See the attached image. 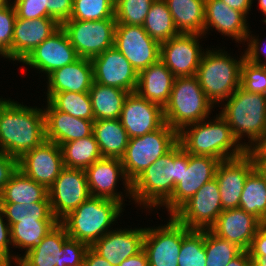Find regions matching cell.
Segmentation results:
<instances>
[{
	"mask_svg": "<svg viewBox=\"0 0 266 266\" xmlns=\"http://www.w3.org/2000/svg\"><path fill=\"white\" fill-rule=\"evenodd\" d=\"M212 107L196 76L175 77L163 117L165 123L179 132L189 124L208 118Z\"/></svg>",
	"mask_w": 266,
	"mask_h": 266,
	"instance_id": "52a82bcc",
	"label": "cell"
},
{
	"mask_svg": "<svg viewBox=\"0 0 266 266\" xmlns=\"http://www.w3.org/2000/svg\"><path fill=\"white\" fill-rule=\"evenodd\" d=\"M190 230L173 216L164 226L145 228L143 250L149 266H178L182 239Z\"/></svg>",
	"mask_w": 266,
	"mask_h": 266,
	"instance_id": "8fae6325",
	"label": "cell"
},
{
	"mask_svg": "<svg viewBox=\"0 0 266 266\" xmlns=\"http://www.w3.org/2000/svg\"><path fill=\"white\" fill-rule=\"evenodd\" d=\"M68 238L65 227L59 222L39 246L19 257L18 263L21 266H65L62 246Z\"/></svg>",
	"mask_w": 266,
	"mask_h": 266,
	"instance_id": "f1b7e54d",
	"label": "cell"
},
{
	"mask_svg": "<svg viewBox=\"0 0 266 266\" xmlns=\"http://www.w3.org/2000/svg\"><path fill=\"white\" fill-rule=\"evenodd\" d=\"M257 167L266 177V158H255Z\"/></svg>",
	"mask_w": 266,
	"mask_h": 266,
	"instance_id": "94428289",
	"label": "cell"
},
{
	"mask_svg": "<svg viewBox=\"0 0 266 266\" xmlns=\"http://www.w3.org/2000/svg\"><path fill=\"white\" fill-rule=\"evenodd\" d=\"M18 170V159L0 150V193Z\"/></svg>",
	"mask_w": 266,
	"mask_h": 266,
	"instance_id": "f907efd6",
	"label": "cell"
},
{
	"mask_svg": "<svg viewBox=\"0 0 266 266\" xmlns=\"http://www.w3.org/2000/svg\"><path fill=\"white\" fill-rule=\"evenodd\" d=\"M90 196L83 169L64 167L48 188L51 211L59 222Z\"/></svg>",
	"mask_w": 266,
	"mask_h": 266,
	"instance_id": "7c38bea8",
	"label": "cell"
},
{
	"mask_svg": "<svg viewBox=\"0 0 266 266\" xmlns=\"http://www.w3.org/2000/svg\"><path fill=\"white\" fill-rule=\"evenodd\" d=\"M83 266H113V265L105 258L99 256L89 247L84 256Z\"/></svg>",
	"mask_w": 266,
	"mask_h": 266,
	"instance_id": "db71d44e",
	"label": "cell"
},
{
	"mask_svg": "<svg viewBox=\"0 0 266 266\" xmlns=\"http://www.w3.org/2000/svg\"><path fill=\"white\" fill-rule=\"evenodd\" d=\"M46 140L45 113L12 100L0 101V150L19 159Z\"/></svg>",
	"mask_w": 266,
	"mask_h": 266,
	"instance_id": "6da1fadb",
	"label": "cell"
},
{
	"mask_svg": "<svg viewBox=\"0 0 266 266\" xmlns=\"http://www.w3.org/2000/svg\"><path fill=\"white\" fill-rule=\"evenodd\" d=\"M226 101L219 114L239 143L243 135L250 138L246 150L251 151L266 132V95L249 92L240 86Z\"/></svg>",
	"mask_w": 266,
	"mask_h": 266,
	"instance_id": "277c9868",
	"label": "cell"
},
{
	"mask_svg": "<svg viewBox=\"0 0 266 266\" xmlns=\"http://www.w3.org/2000/svg\"><path fill=\"white\" fill-rule=\"evenodd\" d=\"M226 3L230 8L238 10L242 12L245 16H247L248 11L251 9L253 0H221Z\"/></svg>",
	"mask_w": 266,
	"mask_h": 266,
	"instance_id": "9f6ffc18",
	"label": "cell"
},
{
	"mask_svg": "<svg viewBox=\"0 0 266 266\" xmlns=\"http://www.w3.org/2000/svg\"><path fill=\"white\" fill-rule=\"evenodd\" d=\"M240 86L249 92L266 95V65H255L244 59Z\"/></svg>",
	"mask_w": 266,
	"mask_h": 266,
	"instance_id": "ee69618b",
	"label": "cell"
},
{
	"mask_svg": "<svg viewBox=\"0 0 266 266\" xmlns=\"http://www.w3.org/2000/svg\"><path fill=\"white\" fill-rule=\"evenodd\" d=\"M183 166H188V153L177 143L131 183L132 200L146 209L162 206L181 181Z\"/></svg>",
	"mask_w": 266,
	"mask_h": 266,
	"instance_id": "7a4b0ae2",
	"label": "cell"
},
{
	"mask_svg": "<svg viewBox=\"0 0 266 266\" xmlns=\"http://www.w3.org/2000/svg\"><path fill=\"white\" fill-rule=\"evenodd\" d=\"M115 0H73L69 20L98 21L115 19Z\"/></svg>",
	"mask_w": 266,
	"mask_h": 266,
	"instance_id": "b9f144b4",
	"label": "cell"
},
{
	"mask_svg": "<svg viewBox=\"0 0 266 266\" xmlns=\"http://www.w3.org/2000/svg\"><path fill=\"white\" fill-rule=\"evenodd\" d=\"M1 206L10 227L18 222L58 221L52 214L48 196L43 201L32 204L1 203Z\"/></svg>",
	"mask_w": 266,
	"mask_h": 266,
	"instance_id": "74e56055",
	"label": "cell"
},
{
	"mask_svg": "<svg viewBox=\"0 0 266 266\" xmlns=\"http://www.w3.org/2000/svg\"><path fill=\"white\" fill-rule=\"evenodd\" d=\"M63 168L61 147L48 140L18 159V169L47 189L55 182Z\"/></svg>",
	"mask_w": 266,
	"mask_h": 266,
	"instance_id": "2e32d148",
	"label": "cell"
},
{
	"mask_svg": "<svg viewBox=\"0 0 266 266\" xmlns=\"http://www.w3.org/2000/svg\"><path fill=\"white\" fill-rule=\"evenodd\" d=\"M12 4L17 18L28 20L49 18V13L44 7V0H15Z\"/></svg>",
	"mask_w": 266,
	"mask_h": 266,
	"instance_id": "bcb514c9",
	"label": "cell"
},
{
	"mask_svg": "<svg viewBox=\"0 0 266 266\" xmlns=\"http://www.w3.org/2000/svg\"><path fill=\"white\" fill-rule=\"evenodd\" d=\"M142 26L160 44L179 34L164 0H155L152 3Z\"/></svg>",
	"mask_w": 266,
	"mask_h": 266,
	"instance_id": "d590c367",
	"label": "cell"
},
{
	"mask_svg": "<svg viewBox=\"0 0 266 266\" xmlns=\"http://www.w3.org/2000/svg\"><path fill=\"white\" fill-rule=\"evenodd\" d=\"M60 147L64 167L86 170L103 158L94 134L64 143Z\"/></svg>",
	"mask_w": 266,
	"mask_h": 266,
	"instance_id": "e575fe53",
	"label": "cell"
},
{
	"mask_svg": "<svg viewBox=\"0 0 266 266\" xmlns=\"http://www.w3.org/2000/svg\"><path fill=\"white\" fill-rule=\"evenodd\" d=\"M199 37L202 38V35L179 33L161 43L160 60L175 77L196 76L204 54L199 46Z\"/></svg>",
	"mask_w": 266,
	"mask_h": 266,
	"instance_id": "9a60e30c",
	"label": "cell"
},
{
	"mask_svg": "<svg viewBox=\"0 0 266 266\" xmlns=\"http://www.w3.org/2000/svg\"><path fill=\"white\" fill-rule=\"evenodd\" d=\"M258 4L260 10L266 16V0H258ZM264 22L266 23V18L264 19Z\"/></svg>",
	"mask_w": 266,
	"mask_h": 266,
	"instance_id": "6125c7cd",
	"label": "cell"
},
{
	"mask_svg": "<svg viewBox=\"0 0 266 266\" xmlns=\"http://www.w3.org/2000/svg\"><path fill=\"white\" fill-rule=\"evenodd\" d=\"M85 172L91 196L112 199L123 205L120 192H115L117 182L123 178L125 189L132 197L131 183L126 177L121 159L103 157L90 165Z\"/></svg>",
	"mask_w": 266,
	"mask_h": 266,
	"instance_id": "44dd1931",
	"label": "cell"
},
{
	"mask_svg": "<svg viewBox=\"0 0 266 266\" xmlns=\"http://www.w3.org/2000/svg\"><path fill=\"white\" fill-rule=\"evenodd\" d=\"M155 0H115L114 17L117 24L143 25Z\"/></svg>",
	"mask_w": 266,
	"mask_h": 266,
	"instance_id": "7bdbcfd3",
	"label": "cell"
},
{
	"mask_svg": "<svg viewBox=\"0 0 266 266\" xmlns=\"http://www.w3.org/2000/svg\"><path fill=\"white\" fill-rule=\"evenodd\" d=\"M226 266H253L248 251L243 250L239 255L233 258Z\"/></svg>",
	"mask_w": 266,
	"mask_h": 266,
	"instance_id": "6f0895ef",
	"label": "cell"
},
{
	"mask_svg": "<svg viewBox=\"0 0 266 266\" xmlns=\"http://www.w3.org/2000/svg\"><path fill=\"white\" fill-rule=\"evenodd\" d=\"M239 208L266 224V177L258 167L246 178Z\"/></svg>",
	"mask_w": 266,
	"mask_h": 266,
	"instance_id": "836d02e7",
	"label": "cell"
},
{
	"mask_svg": "<svg viewBox=\"0 0 266 266\" xmlns=\"http://www.w3.org/2000/svg\"><path fill=\"white\" fill-rule=\"evenodd\" d=\"M115 19L67 20L61 24L71 45L81 58L92 59L114 46Z\"/></svg>",
	"mask_w": 266,
	"mask_h": 266,
	"instance_id": "9c48e42d",
	"label": "cell"
},
{
	"mask_svg": "<svg viewBox=\"0 0 266 266\" xmlns=\"http://www.w3.org/2000/svg\"><path fill=\"white\" fill-rule=\"evenodd\" d=\"M119 119L129 138L141 137L165 123L163 109L136 92L129 93L126 97Z\"/></svg>",
	"mask_w": 266,
	"mask_h": 266,
	"instance_id": "ffe728a7",
	"label": "cell"
},
{
	"mask_svg": "<svg viewBox=\"0 0 266 266\" xmlns=\"http://www.w3.org/2000/svg\"><path fill=\"white\" fill-rule=\"evenodd\" d=\"M247 251L249 256H266V224L256 232Z\"/></svg>",
	"mask_w": 266,
	"mask_h": 266,
	"instance_id": "f5cc1de1",
	"label": "cell"
},
{
	"mask_svg": "<svg viewBox=\"0 0 266 266\" xmlns=\"http://www.w3.org/2000/svg\"><path fill=\"white\" fill-rule=\"evenodd\" d=\"M119 266H149L147 254L142 249L138 254L125 259Z\"/></svg>",
	"mask_w": 266,
	"mask_h": 266,
	"instance_id": "11a10c76",
	"label": "cell"
},
{
	"mask_svg": "<svg viewBox=\"0 0 266 266\" xmlns=\"http://www.w3.org/2000/svg\"><path fill=\"white\" fill-rule=\"evenodd\" d=\"M48 196V189L24 175L19 169L0 193V203L32 204Z\"/></svg>",
	"mask_w": 266,
	"mask_h": 266,
	"instance_id": "1f68e13d",
	"label": "cell"
},
{
	"mask_svg": "<svg viewBox=\"0 0 266 266\" xmlns=\"http://www.w3.org/2000/svg\"><path fill=\"white\" fill-rule=\"evenodd\" d=\"M93 134L104 158H122L129 142V136L120 119L95 120Z\"/></svg>",
	"mask_w": 266,
	"mask_h": 266,
	"instance_id": "4dcf8cb0",
	"label": "cell"
},
{
	"mask_svg": "<svg viewBox=\"0 0 266 266\" xmlns=\"http://www.w3.org/2000/svg\"><path fill=\"white\" fill-rule=\"evenodd\" d=\"M262 225L263 223L254 215L234 208L223 210L209 230L247 251Z\"/></svg>",
	"mask_w": 266,
	"mask_h": 266,
	"instance_id": "7402d4cb",
	"label": "cell"
},
{
	"mask_svg": "<svg viewBox=\"0 0 266 266\" xmlns=\"http://www.w3.org/2000/svg\"><path fill=\"white\" fill-rule=\"evenodd\" d=\"M114 47L137 73L160 60L161 44L152 39L141 25L117 24Z\"/></svg>",
	"mask_w": 266,
	"mask_h": 266,
	"instance_id": "4fadbf2b",
	"label": "cell"
},
{
	"mask_svg": "<svg viewBox=\"0 0 266 266\" xmlns=\"http://www.w3.org/2000/svg\"><path fill=\"white\" fill-rule=\"evenodd\" d=\"M177 143L178 132L167 123L141 137L129 138L121 158L129 182L132 183L147 167L164 156Z\"/></svg>",
	"mask_w": 266,
	"mask_h": 266,
	"instance_id": "ba28073f",
	"label": "cell"
},
{
	"mask_svg": "<svg viewBox=\"0 0 266 266\" xmlns=\"http://www.w3.org/2000/svg\"><path fill=\"white\" fill-rule=\"evenodd\" d=\"M178 143L191 155L210 156L220 161L238 158L247 152L246 144L236 140L220 114L213 122L202 120L182 128L178 132Z\"/></svg>",
	"mask_w": 266,
	"mask_h": 266,
	"instance_id": "3957f363",
	"label": "cell"
},
{
	"mask_svg": "<svg viewBox=\"0 0 266 266\" xmlns=\"http://www.w3.org/2000/svg\"><path fill=\"white\" fill-rule=\"evenodd\" d=\"M122 204L107 198L90 196L60 223L67 235L87 244L89 247L102 238L122 213Z\"/></svg>",
	"mask_w": 266,
	"mask_h": 266,
	"instance_id": "5b68a950",
	"label": "cell"
},
{
	"mask_svg": "<svg viewBox=\"0 0 266 266\" xmlns=\"http://www.w3.org/2000/svg\"><path fill=\"white\" fill-rule=\"evenodd\" d=\"M255 158H266V132L261 140L249 151Z\"/></svg>",
	"mask_w": 266,
	"mask_h": 266,
	"instance_id": "680465c9",
	"label": "cell"
},
{
	"mask_svg": "<svg viewBox=\"0 0 266 266\" xmlns=\"http://www.w3.org/2000/svg\"><path fill=\"white\" fill-rule=\"evenodd\" d=\"M79 58L65 31L60 27L37 46L23 61L26 65L46 73L73 63Z\"/></svg>",
	"mask_w": 266,
	"mask_h": 266,
	"instance_id": "d6986e66",
	"label": "cell"
},
{
	"mask_svg": "<svg viewBox=\"0 0 266 266\" xmlns=\"http://www.w3.org/2000/svg\"><path fill=\"white\" fill-rule=\"evenodd\" d=\"M93 81L104 86L136 91L138 73L114 46L91 59Z\"/></svg>",
	"mask_w": 266,
	"mask_h": 266,
	"instance_id": "e0dca14e",
	"label": "cell"
},
{
	"mask_svg": "<svg viewBox=\"0 0 266 266\" xmlns=\"http://www.w3.org/2000/svg\"><path fill=\"white\" fill-rule=\"evenodd\" d=\"M45 113L46 140L61 146L64 143L93 134L95 120L76 118L56 110L48 101Z\"/></svg>",
	"mask_w": 266,
	"mask_h": 266,
	"instance_id": "d4e9b609",
	"label": "cell"
},
{
	"mask_svg": "<svg viewBox=\"0 0 266 266\" xmlns=\"http://www.w3.org/2000/svg\"><path fill=\"white\" fill-rule=\"evenodd\" d=\"M221 161L210 156H195L188 153V166H183L181 181L174 187L172 196L162 205L172 216L185 202L208 181L215 178Z\"/></svg>",
	"mask_w": 266,
	"mask_h": 266,
	"instance_id": "5bb4252c",
	"label": "cell"
},
{
	"mask_svg": "<svg viewBox=\"0 0 266 266\" xmlns=\"http://www.w3.org/2000/svg\"><path fill=\"white\" fill-rule=\"evenodd\" d=\"M179 33L204 36L205 0H164Z\"/></svg>",
	"mask_w": 266,
	"mask_h": 266,
	"instance_id": "f546056e",
	"label": "cell"
},
{
	"mask_svg": "<svg viewBox=\"0 0 266 266\" xmlns=\"http://www.w3.org/2000/svg\"><path fill=\"white\" fill-rule=\"evenodd\" d=\"M204 246L206 251L205 266H226L243 249L205 229Z\"/></svg>",
	"mask_w": 266,
	"mask_h": 266,
	"instance_id": "ab89813d",
	"label": "cell"
},
{
	"mask_svg": "<svg viewBox=\"0 0 266 266\" xmlns=\"http://www.w3.org/2000/svg\"><path fill=\"white\" fill-rule=\"evenodd\" d=\"M174 80L175 76L159 60L138 73V84L135 92L163 109L169 101Z\"/></svg>",
	"mask_w": 266,
	"mask_h": 266,
	"instance_id": "83f0119b",
	"label": "cell"
},
{
	"mask_svg": "<svg viewBox=\"0 0 266 266\" xmlns=\"http://www.w3.org/2000/svg\"><path fill=\"white\" fill-rule=\"evenodd\" d=\"M129 93L123 89L104 86L93 81L89 94L94 120L119 119Z\"/></svg>",
	"mask_w": 266,
	"mask_h": 266,
	"instance_id": "d6a6232c",
	"label": "cell"
},
{
	"mask_svg": "<svg viewBox=\"0 0 266 266\" xmlns=\"http://www.w3.org/2000/svg\"><path fill=\"white\" fill-rule=\"evenodd\" d=\"M61 25L53 18L15 19L12 60L22 62L37 46L55 33Z\"/></svg>",
	"mask_w": 266,
	"mask_h": 266,
	"instance_id": "cb8c5ba5",
	"label": "cell"
},
{
	"mask_svg": "<svg viewBox=\"0 0 266 266\" xmlns=\"http://www.w3.org/2000/svg\"><path fill=\"white\" fill-rule=\"evenodd\" d=\"M47 101L58 111L76 118L94 120L89 92L54 93Z\"/></svg>",
	"mask_w": 266,
	"mask_h": 266,
	"instance_id": "f35d334b",
	"label": "cell"
},
{
	"mask_svg": "<svg viewBox=\"0 0 266 266\" xmlns=\"http://www.w3.org/2000/svg\"><path fill=\"white\" fill-rule=\"evenodd\" d=\"M44 7L49 13V18L55 19L61 25L70 19L73 0H44Z\"/></svg>",
	"mask_w": 266,
	"mask_h": 266,
	"instance_id": "c3c4849f",
	"label": "cell"
},
{
	"mask_svg": "<svg viewBox=\"0 0 266 266\" xmlns=\"http://www.w3.org/2000/svg\"><path fill=\"white\" fill-rule=\"evenodd\" d=\"M16 11L12 3L0 8V55L12 60V39Z\"/></svg>",
	"mask_w": 266,
	"mask_h": 266,
	"instance_id": "f6af8a7d",
	"label": "cell"
},
{
	"mask_svg": "<svg viewBox=\"0 0 266 266\" xmlns=\"http://www.w3.org/2000/svg\"><path fill=\"white\" fill-rule=\"evenodd\" d=\"M246 16L230 8L221 0H205V25L204 34L208 28H216L224 36L233 37L235 41H246L249 34Z\"/></svg>",
	"mask_w": 266,
	"mask_h": 266,
	"instance_id": "4316f807",
	"label": "cell"
},
{
	"mask_svg": "<svg viewBox=\"0 0 266 266\" xmlns=\"http://www.w3.org/2000/svg\"><path fill=\"white\" fill-rule=\"evenodd\" d=\"M5 217L3 208L0 203V258L2 260L11 261V259H14L15 263L19 261L20 255L16 256H10V247L9 245L12 244L11 241V229L10 225L3 220ZM11 243V244H10Z\"/></svg>",
	"mask_w": 266,
	"mask_h": 266,
	"instance_id": "681fc988",
	"label": "cell"
},
{
	"mask_svg": "<svg viewBox=\"0 0 266 266\" xmlns=\"http://www.w3.org/2000/svg\"><path fill=\"white\" fill-rule=\"evenodd\" d=\"M253 266H266V256H250Z\"/></svg>",
	"mask_w": 266,
	"mask_h": 266,
	"instance_id": "91938a15",
	"label": "cell"
},
{
	"mask_svg": "<svg viewBox=\"0 0 266 266\" xmlns=\"http://www.w3.org/2000/svg\"><path fill=\"white\" fill-rule=\"evenodd\" d=\"M221 49L204 52L196 77L212 104L223 102L240 87L241 65L245 54L237 59Z\"/></svg>",
	"mask_w": 266,
	"mask_h": 266,
	"instance_id": "8992f818",
	"label": "cell"
},
{
	"mask_svg": "<svg viewBox=\"0 0 266 266\" xmlns=\"http://www.w3.org/2000/svg\"><path fill=\"white\" fill-rule=\"evenodd\" d=\"M144 236L145 228L111 230L90 248L113 266H119L125 259L143 249Z\"/></svg>",
	"mask_w": 266,
	"mask_h": 266,
	"instance_id": "603a6c76",
	"label": "cell"
},
{
	"mask_svg": "<svg viewBox=\"0 0 266 266\" xmlns=\"http://www.w3.org/2000/svg\"><path fill=\"white\" fill-rule=\"evenodd\" d=\"M251 36L252 35H250V33H249L247 35V38H246L247 42L248 41H250V42L247 43L248 44V48H247V50L244 53L245 54V60H247L248 62H250L252 64H255V65H266V62H263L260 59V53H259L260 50H262L261 53H264V55L266 56V48H265V50H263L262 48L260 49L259 40L257 38H255L254 36H252V37ZM261 62H263V63H261Z\"/></svg>",
	"mask_w": 266,
	"mask_h": 266,
	"instance_id": "816d5d0a",
	"label": "cell"
},
{
	"mask_svg": "<svg viewBox=\"0 0 266 266\" xmlns=\"http://www.w3.org/2000/svg\"><path fill=\"white\" fill-rule=\"evenodd\" d=\"M205 230L191 229L182 239L178 266H205Z\"/></svg>",
	"mask_w": 266,
	"mask_h": 266,
	"instance_id": "60d3db41",
	"label": "cell"
},
{
	"mask_svg": "<svg viewBox=\"0 0 266 266\" xmlns=\"http://www.w3.org/2000/svg\"><path fill=\"white\" fill-rule=\"evenodd\" d=\"M11 262L7 260H1L0 261V266H11Z\"/></svg>",
	"mask_w": 266,
	"mask_h": 266,
	"instance_id": "be15d7a7",
	"label": "cell"
},
{
	"mask_svg": "<svg viewBox=\"0 0 266 266\" xmlns=\"http://www.w3.org/2000/svg\"><path fill=\"white\" fill-rule=\"evenodd\" d=\"M88 248L87 244L69 237L62 246L65 266H83Z\"/></svg>",
	"mask_w": 266,
	"mask_h": 266,
	"instance_id": "7dc6e473",
	"label": "cell"
},
{
	"mask_svg": "<svg viewBox=\"0 0 266 266\" xmlns=\"http://www.w3.org/2000/svg\"><path fill=\"white\" fill-rule=\"evenodd\" d=\"M7 2H9L8 0H0V8L6 4Z\"/></svg>",
	"mask_w": 266,
	"mask_h": 266,
	"instance_id": "e7e4bbea",
	"label": "cell"
},
{
	"mask_svg": "<svg viewBox=\"0 0 266 266\" xmlns=\"http://www.w3.org/2000/svg\"><path fill=\"white\" fill-rule=\"evenodd\" d=\"M59 221H28L14 223L11 229L12 245L26 250L25 254L39 246L46 234Z\"/></svg>",
	"mask_w": 266,
	"mask_h": 266,
	"instance_id": "8d00e7d4",
	"label": "cell"
},
{
	"mask_svg": "<svg viewBox=\"0 0 266 266\" xmlns=\"http://www.w3.org/2000/svg\"><path fill=\"white\" fill-rule=\"evenodd\" d=\"M256 167L255 157L249 151L241 157L221 161L218 164L215 178L223 210L239 208L246 178Z\"/></svg>",
	"mask_w": 266,
	"mask_h": 266,
	"instance_id": "ac0fdd59",
	"label": "cell"
},
{
	"mask_svg": "<svg viewBox=\"0 0 266 266\" xmlns=\"http://www.w3.org/2000/svg\"><path fill=\"white\" fill-rule=\"evenodd\" d=\"M47 77V100L54 93L89 92L93 83L92 62L90 59L79 57L73 63L54 70Z\"/></svg>",
	"mask_w": 266,
	"mask_h": 266,
	"instance_id": "484cf974",
	"label": "cell"
},
{
	"mask_svg": "<svg viewBox=\"0 0 266 266\" xmlns=\"http://www.w3.org/2000/svg\"><path fill=\"white\" fill-rule=\"evenodd\" d=\"M223 211L216 178L206 182L172 216L188 229H209Z\"/></svg>",
	"mask_w": 266,
	"mask_h": 266,
	"instance_id": "30bf717a",
	"label": "cell"
}]
</instances>
